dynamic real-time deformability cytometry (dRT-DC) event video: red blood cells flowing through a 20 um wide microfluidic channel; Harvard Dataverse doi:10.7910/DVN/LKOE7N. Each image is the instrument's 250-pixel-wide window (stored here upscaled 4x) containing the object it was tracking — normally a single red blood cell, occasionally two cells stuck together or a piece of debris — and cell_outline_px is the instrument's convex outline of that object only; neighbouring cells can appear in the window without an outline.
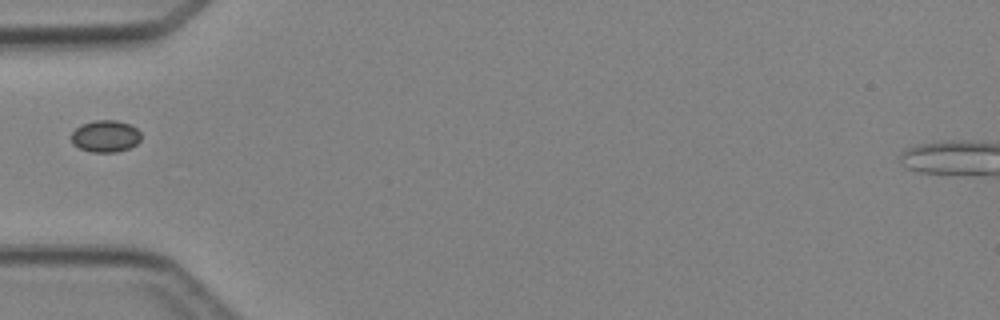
{"species": "Egyptian fruit bat (a non-hibernating species)", "species_latin": "Rousettus aegyptiacus", "temperature_condition": "cold", "stored_images_in_passage": 1, "camera_frame_rate_fps": 3000, "um_per_image_px": 0.085, "animal": {"sex": "female"}, "frame": {"image": 1, "passage_image": 1, "time_ms": 0.0, "image_size_px": [1000, 320], "cell_outline_px": [[140, 140], [136, 144], [128, 148], [116, 152], [92, 152], [80, 148], [72, 144], [72, 132], [80, 124], [96, 120], [116, 120], [128, 124], [136, 128], [140, 132]], "centroid_in_image_um": [8.95, 11.57], "position_along_channel_um": 76.1, "area_um2": 12.89}}